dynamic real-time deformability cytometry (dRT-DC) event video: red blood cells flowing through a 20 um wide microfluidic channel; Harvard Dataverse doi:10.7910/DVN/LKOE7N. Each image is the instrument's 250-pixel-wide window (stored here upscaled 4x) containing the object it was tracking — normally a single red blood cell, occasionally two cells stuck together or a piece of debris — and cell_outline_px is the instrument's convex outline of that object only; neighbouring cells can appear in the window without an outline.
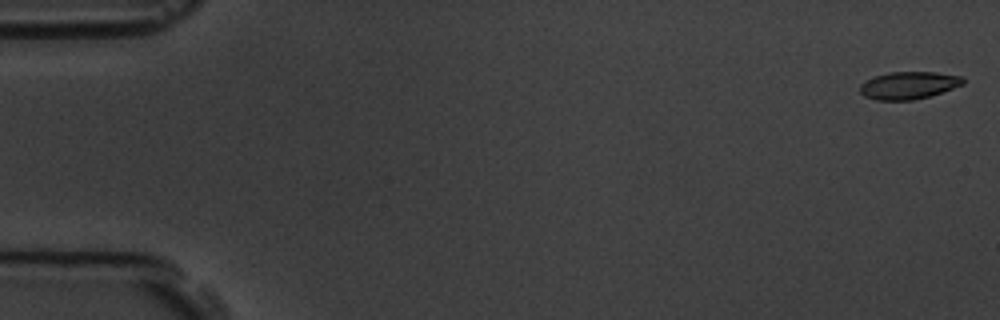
{"species": "common noctule bat (a hibernating species)", "species_latin": "Nyctalus noctula", "temperature_condition": "room temperature", "stored_images_in_passage": 6, "camera_frame_rate_fps": 3000, "um_per_image_px": 0.085, "animal": {"sex": "male", "body_mass_g": 19.5, "forearm_length_mm": 54.6}, "frame": {"image": 1, "passage_image": 1, "time_ms": 0.0, "image_size_px": [1000, 320], "cell_outline_px": [[964, 84], [928, 96], [912, 100], [876, 100], [864, 96], [860, 92], [860, 84], [864, 80], [888, 72], [936, 72], [964, 76]], "centroid_in_image_um": [77.22, 7.24], "position_along_channel_um": 7.8, "area_um2": 16.47}}
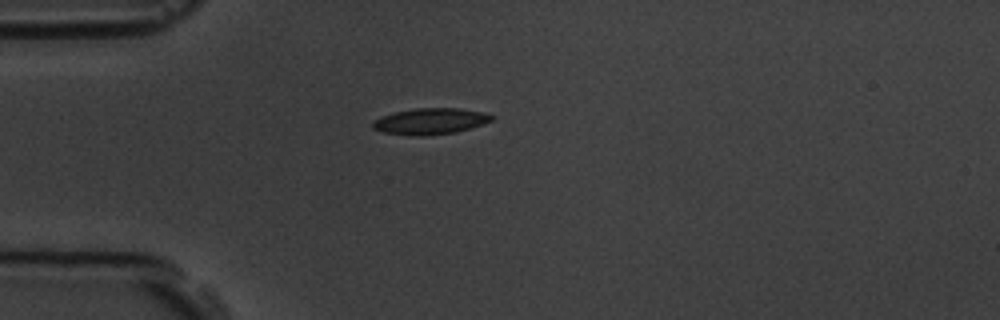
{"frame": {"image": 2, "passage_image": 5, "time_ms": 4.667, "image_size_px": [1000, 320], "cell_outline_px": [[492, 120], [456, 132], [420, 136], [412, 136], [384, 132], [372, 128], [372, 124], [376, 120], [384, 116], [396, 112], [416, 108], [460, 108], [484, 112], [492, 116]], "centroid_in_image_um": [36.57, 10.3], "position_along_channel_um": 48.4, "area_um2": 17.74}}